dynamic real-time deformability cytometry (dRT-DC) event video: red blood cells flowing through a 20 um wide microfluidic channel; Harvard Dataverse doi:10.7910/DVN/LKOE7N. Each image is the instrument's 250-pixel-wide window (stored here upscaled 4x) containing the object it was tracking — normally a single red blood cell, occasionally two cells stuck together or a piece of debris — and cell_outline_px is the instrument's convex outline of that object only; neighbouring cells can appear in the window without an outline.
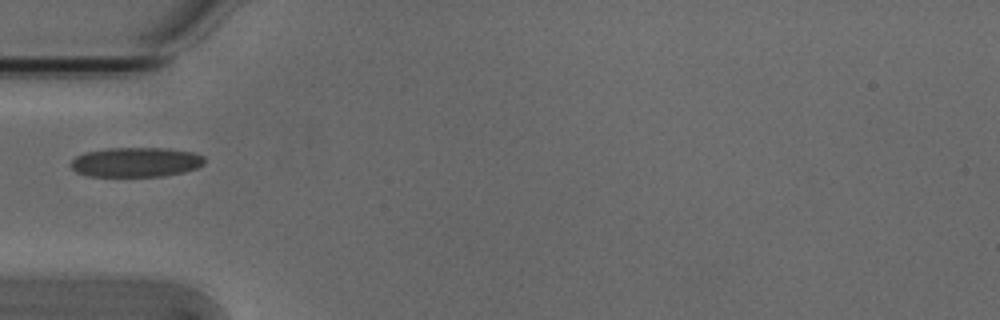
{"species": "Egyptian fruit bat (a non-hibernating species)", "species_latin": "Rousettus aegyptiacus", "temperature_condition": "cold", "stored_images_in_passage": 5, "camera_frame_rate_fps": 3000, "um_per_image_px": 0.085, "animal": {"sex": "male"}, "frame": {"image": 1, "passage_image": 1, "time_ms": 0.0, "image_size_px": [1000, 320], "cell_outline_px": [[204, 164], [196, 168], [184, 172], [164, 176], [88, 176], [76, 172], [68, 164], [76, 156], [84, 152], [108, 148], [168, 148], [192, 152], [204, 156]], "centroid_in_image_um": [11.53, 13.78], "position_along_channel_um": 73.5, "area_um2": 23.24}}